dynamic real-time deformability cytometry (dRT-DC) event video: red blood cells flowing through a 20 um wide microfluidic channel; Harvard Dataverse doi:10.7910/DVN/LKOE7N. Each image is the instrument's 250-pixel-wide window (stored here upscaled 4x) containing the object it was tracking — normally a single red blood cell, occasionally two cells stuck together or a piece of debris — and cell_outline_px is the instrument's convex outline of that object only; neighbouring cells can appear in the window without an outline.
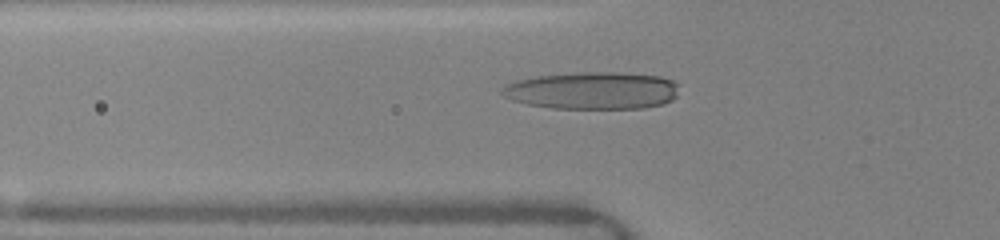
{"species": "human", "species_latin": "Homo sapiens", "temperature_condition": "warm", "stored_images_in_passage": 67, "camera_frame_rate_fps": 3000, "um_per_image_px": 0.085, "donor": {"sex": "female"}, "frame": {"image": 1, "passage_image": 29, "time_ms": 5.667, "image_size_px": [1000, 240], "cell_outline_px": [[680, 84], [676, 96], [672, 100], [664, 104], [644, 108], [552, 108], [528, 104], [512, 100], [504, 96], [500, 92], [500, 88], [504, 84], [516, 80], [536, 76], [580, 72], [616, 72], [660, 76], [672, 80]], "centroid_in_image_um": [50.36, 7.69], "position_along_channel_um": 75.4, "area_um2": 38.84}}
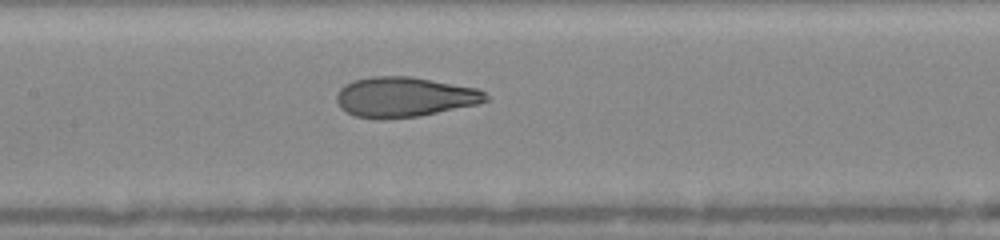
{"frame": {"image": 2, "passage_image": 42, "time_ms": 8.0, "image_size_px": [1000, 240], "cell_outline_px": [[488, 100], [476, 104], [420, 116], [384, 120], [380, 120], [352, 116], [340, 108], [336, 100], [336, 96], [340, 88], [344, 84], [352, 80], [372, 76], [412, 76], [476, 88], [484, 92], [488, 96]], "centroid_in_image_um": [34.31, 8.25], "position_along_channel_um": 173.1, "area_um2": 35.14}}
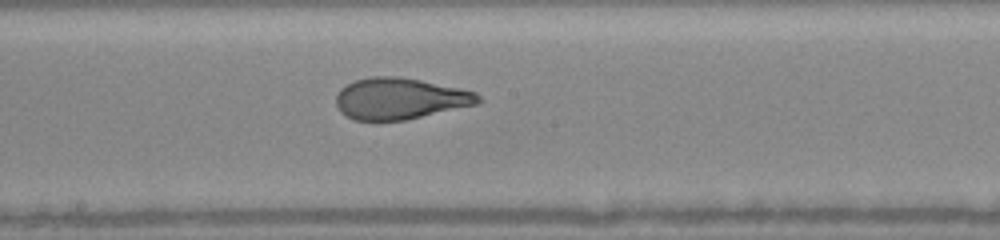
{"frame": {"image": 3, "passage_image": 48, "time_ms": 9.0, "image_size_px": [1000, 240], "cell_outline_px": [[484, 100], [480, 104], [404, 120], [356, 120], [340, 112], [336, 104], [336, 96], [340, 88], [356, 80], [372, 76], [396, 76], [420, 80], [460, 88], [476, 92]], "centroid_in_image_um": [34.03, 8.38], "position_along_channel_um": 214.2, "area_um2": 34.28}}